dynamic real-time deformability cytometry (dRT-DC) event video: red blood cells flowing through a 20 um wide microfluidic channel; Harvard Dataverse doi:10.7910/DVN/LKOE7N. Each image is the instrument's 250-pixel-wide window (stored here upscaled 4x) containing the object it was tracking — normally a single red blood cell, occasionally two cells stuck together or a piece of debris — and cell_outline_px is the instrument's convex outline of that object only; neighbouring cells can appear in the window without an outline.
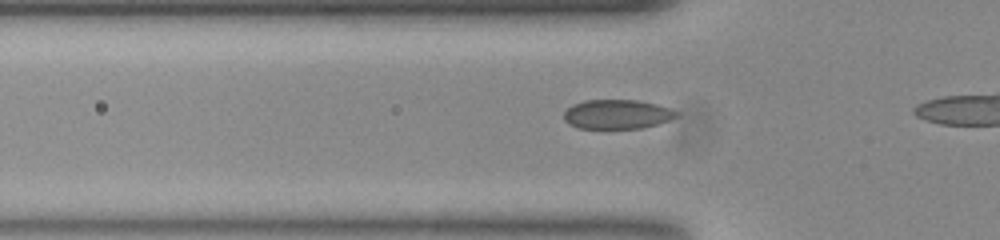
{"species": "common noctule bat (a hibernating species)", "species_latin": "Nyctalus noctula", "temperature_condition": "room temperature", "stored_images_in_passage": 12, "camera_frame_rate_fps": 3000, "um_per_image_px": 0.085, "animal": {"sex": "female", "body_mass_g": 23.0, "forearm_length_mm": 53.4}, "frame": {"image": 1, "passage_image": 6, "time_ms": 1.667, "image_size_px": [1000, 240], "cell_outline_px": [[680, 116], [656, 124], [640, 128], [580, 128], [568, 124], [564, 120], [564, 112], [572, 104], [584, 100], [636, 100], [656, 104], [680, 112]], "centroid_in_image_um": [52.44, 9.7], "position_along_channel_um": 73.4, "area_um2": 19.19}}
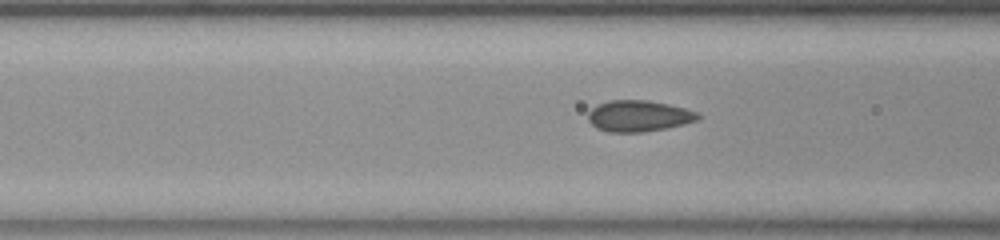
{"frame": {"image": 2, "passage_image": 9, "time_ms": 2.667, "image_size_px": [1000, 240], "cell_outline_px": [[704, 116], [700, 120], [664, 128], [640, 132], [612, 132], [600, 128], [592, 124], [588, 120], [588, 112], [596, 104], [608, 100], [648, 100], [668, 104], [684, 108], [696, 112]], "centroid_in_image_um": [54.31, 9.84], "position_along_channel_um": 112.3, "area_um2": 19.88}}